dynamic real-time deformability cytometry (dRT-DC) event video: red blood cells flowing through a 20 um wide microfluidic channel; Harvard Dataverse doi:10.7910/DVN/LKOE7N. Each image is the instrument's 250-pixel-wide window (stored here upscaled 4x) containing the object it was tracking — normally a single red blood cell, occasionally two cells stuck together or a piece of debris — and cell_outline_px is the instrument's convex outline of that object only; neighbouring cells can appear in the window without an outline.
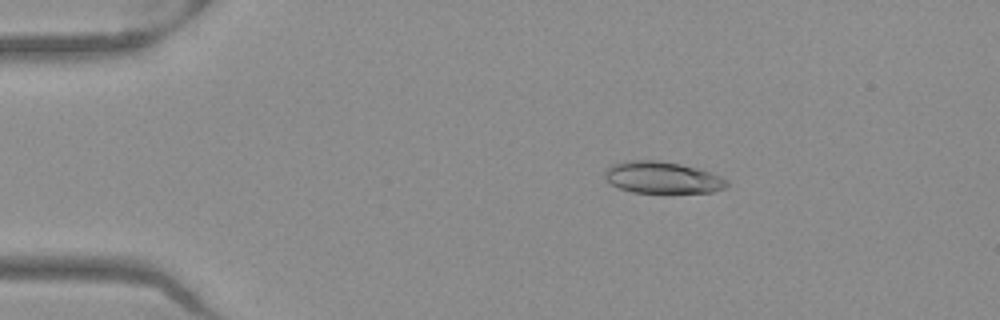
{"species": "Egyptian fruit bat (a non-hibernating species)", "species_latin": "Rousettus aegyptiacus", "temperature_condition": "warm", "stored_images_in_passage": 52, "camera_frame_rate_fps": 3000, "um_per_image_px": 0.085, "frame": {"image": 1, "passage_image": 10, "time_ms": 3.0, "image_size_px": [1000, 320], "cell_outline_px": [[728, 184], [724, 188], [712, 192], [632, 192], [620, 188], [612, 184], [604, 176], [604, 172], [612, 164], [628, 160], [656, 160], [680, 164], [712, 172], [728, 180]], "centroid_in_image_um": [56.31, 15.08], "position_along_channel_um": 28.7, "area_um2": 22.37}}
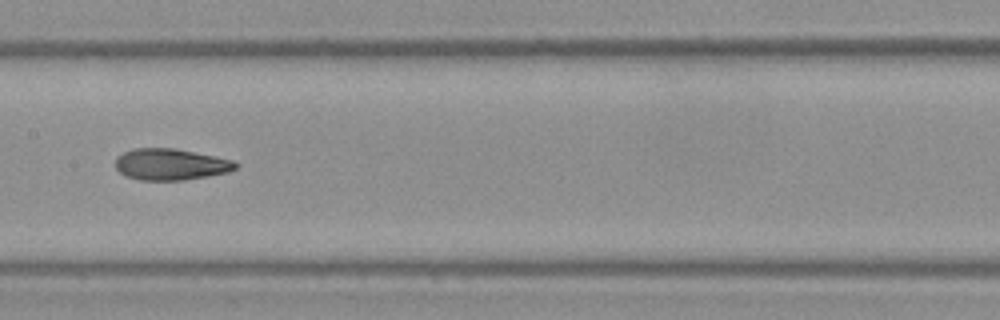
{"frame": {"image": 2, "passage_image": 27, "time_ms": 8.667, "image_size_px": [1000, 320], "cell_outline_px": [[240, 164], [236, 168], [228, 172], [208, 176], [184, 180], [140, 180], [124, 176], [116, 168], [116, 156], [132, 148], [176, 148], [216, 156], [232, 160]], "centroid_in_image_um": [14.5, 13.96], "position_along_channel_um": 192.9, "area_um2": 22.2}}
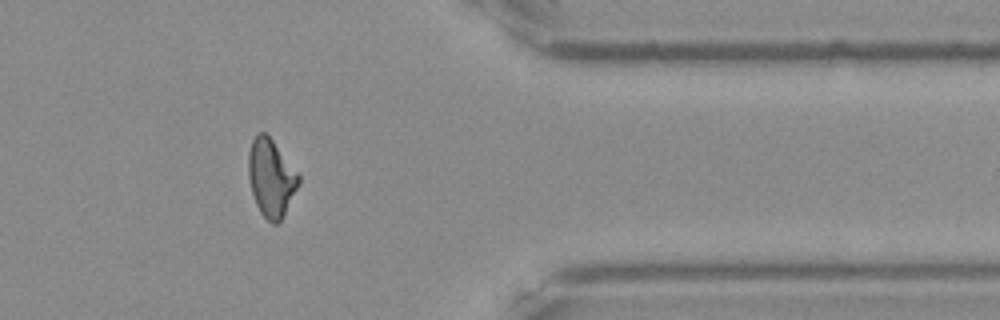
{"frame": {"image": 3, "passage_image": 43, "time_ms": 14.0, "image_size_px": [1000, 320], "cell_outline_px": [[300, 184], [280, 220], [276, 224], [272, 224], [260, 212], [256, 204], [252, 192], [248, 176], [248, 152], [252, 140], [256, 132], [264, 132], [272, 140], [300, 176]], "centroid_in_image_um": [23.02, 15.11], "position_along_channel_um": 388.4, "area_um2": 22.43}, "authors_computed_cell_mechanics": {"area_um2": 22.7154, "velocity_mm_per_s": 3.982, "shape_relaxation_time_tau1_ms": null, "shape_relaxation_time_tau2_ms": 2.3329, "deformation_change_tau1": null, "deformation_change_tau2": 0.0981}}